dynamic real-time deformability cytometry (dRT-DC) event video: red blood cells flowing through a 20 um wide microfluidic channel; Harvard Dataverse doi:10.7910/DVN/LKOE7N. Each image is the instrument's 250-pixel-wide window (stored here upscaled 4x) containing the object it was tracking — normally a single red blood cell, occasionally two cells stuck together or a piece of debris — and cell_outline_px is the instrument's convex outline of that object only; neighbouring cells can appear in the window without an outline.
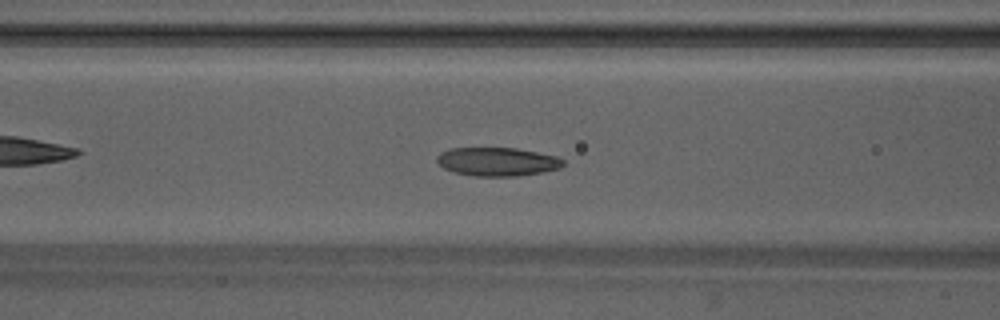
{"species": "Egyptian fruit bat (a non-hibernating species)", "species_latin": "Rousettus aegyptiacus", "temperature_condition": "warm", "stored_images_in_passage": 41, "camera_frame_rate_fps": 3000, "um_per_image_px": 0.085, "animal": {"sex": "male"}, "frame": {"image": 1, "passage_image": 12, "time_ms": 3.667, "image_size_px": [1000, 320], "cell_outline_px": [[564, 164], [560, 168], [540, 172], [516, 176], [472, 176], [456, 172], [444, 168], [436, 160], [436, 156], [440, 152], [448, 148], [516, 148], [556, 156], [564, 160]], "centroid_in_image_um": [42.24, 13.73], "position_along_channel_um": 124.4, "area_um2": 20.92}}
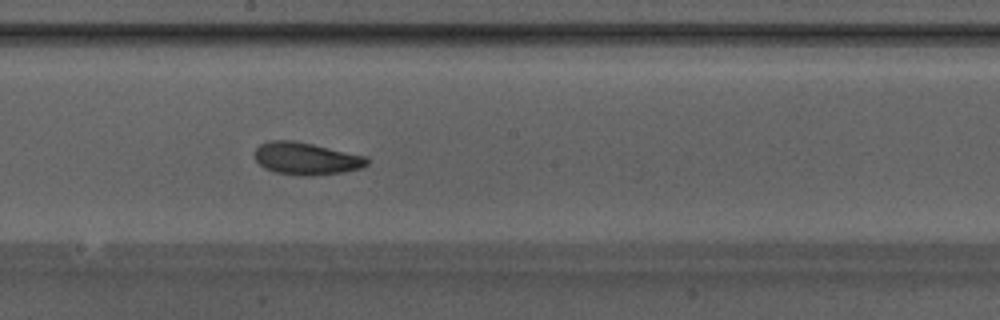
{"frame": {"image": 2, "passage_image": 19, "time_ms": 6.0, "image_size_px": [1000, 320], "cell_outline_px": [[368, 164], [360, 168], [344, 172], [312, 176], [304, 176], [276, 172], [264, 168], [256, 160], [256, 148], [260, 144], [268, 140], [292, 140], [312, 144], [368, 156]], "centroid_in_image_um": [26.05, 13.48], "position_along_channel_um": 222.2, "area_um2": 21.15}}
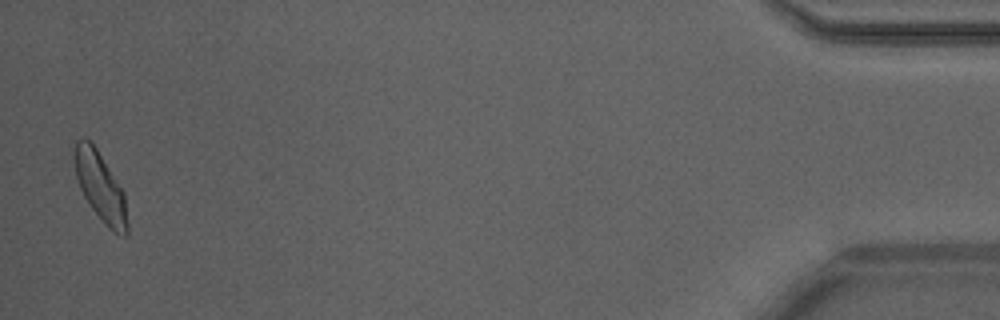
{"frame": {"image": 3, "passage_image": 40, "time_ms": 13.0, "image_size_px": [1000, 320], "cell_outline_px": [[128, 236], [124, 236], [112, 232], [104, 224], [92, 208], [84, 196], [80, 188], [76, 176], [72, 160], [72, 152], [76, 140], [84, 136], [96, 148], [124, 192], [128, 224]], "centroid_in_image_um": [8.51, 15.87], "position_along_channel_um": 426.7, "area_um2": 21.44}, "authors_computed_cell_mechanics": {"area_um2": 21.097, "velocity_mm_per_s": 4.2052, "shape_relaxation_time_tau1_ms": 3.5172, "shape_relaxation_time_tau2_ms": 2.2243, "deformation_change_tau1": 0.1177, "deformation_change_tau2": 0.079}}